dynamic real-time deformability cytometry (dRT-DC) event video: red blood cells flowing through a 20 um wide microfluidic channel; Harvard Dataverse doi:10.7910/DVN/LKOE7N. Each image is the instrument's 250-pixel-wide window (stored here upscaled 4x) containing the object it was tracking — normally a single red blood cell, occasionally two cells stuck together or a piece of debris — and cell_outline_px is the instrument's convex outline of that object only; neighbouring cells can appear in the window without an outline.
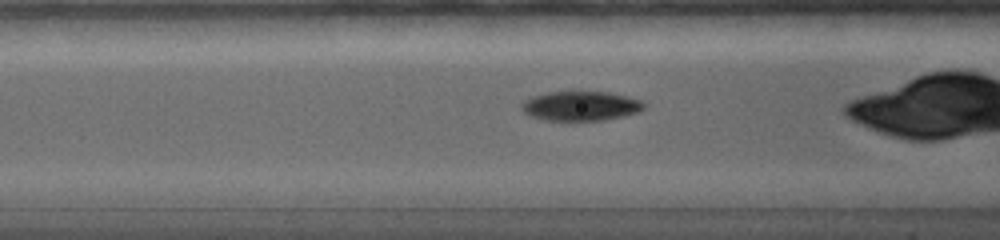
{"species": "common noctule bat (a hibernating species)", "species_latin": "Nyctalus noctula", "temperature_condition": "warm", "stored_images_in_passage": 12, "camera_frame_rate_fps": 5000, "um_per_image_px": 0.085, "animal": {"sex": "female", "body_mass_g": 19.0, "forearm_length_mm": 56.7}, "frame": {"image": 1, "passage_image": 6, "time_ms": 1.6, "image_size_px": [1000, 240], "cell_outline_px": [[644, 108], [636, 112], [624, 116], [604, 120], [544, 120], [532, 116], [524, 112], [520, 108], [520, 104], [524, 100], [532, 96], [548, 92], [572, 88], [608, 92], [640, 100], [644, 104]], "centroid_in_image_um": [49.29, 8.96], "position_along_channel_um": 117.3, "area_um2": 21.68}}
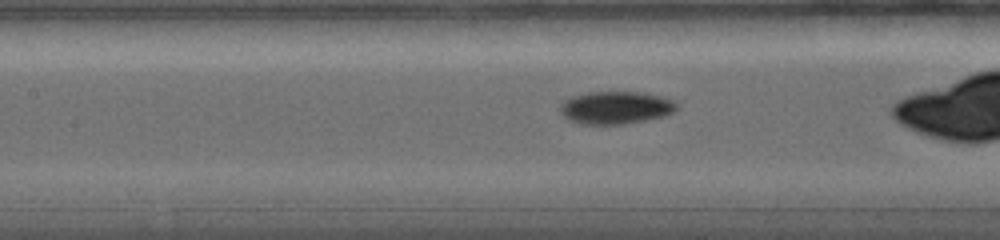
{"frame": {"image": 2, "passage_image": 9, "time_ms": 2.6, "image_size_px": [1000, 240], "cell_outline_px": [[676, 108], [672, 112], [664, 116], [624, 124], [584, 124], [568, 120], [560, 112], [560, 104], [564, 100], [572, 96], [588, 92], [640, 92], [660, 96], [672, 100], [676, 104]], "centroid_in_image_um": [52.29, 9.15], "position_along_channel_um": 155.1, "area_um2": 22.02}}